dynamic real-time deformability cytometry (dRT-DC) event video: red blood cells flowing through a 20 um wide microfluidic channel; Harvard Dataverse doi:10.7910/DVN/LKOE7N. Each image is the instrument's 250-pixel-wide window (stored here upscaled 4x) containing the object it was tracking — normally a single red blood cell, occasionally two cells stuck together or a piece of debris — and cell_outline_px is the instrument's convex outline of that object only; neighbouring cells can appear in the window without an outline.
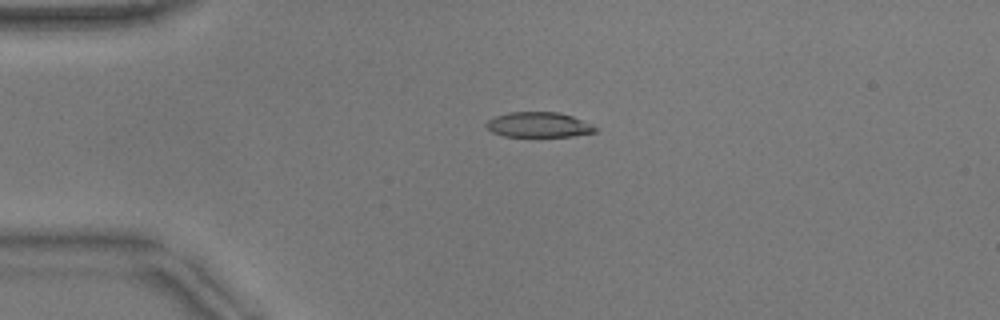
{"species": "common noctule bat (a hibernating species)", "species_latin": "Nyctalus noctula", "temperature_condition": "warm", "stored_images_in_passage": 41, "camera_frame_rate_fps": 3000, "um_per_image_px": 0.085, "animal": {"sex": "male", "body_mass_g": 17.9}, "frame": {"image": 1, "passage_image": 1, "time_ms": 0.0, "image_size_px": [1000, 320], "cell_outline_px": [[600, 128], [596, 132], [572, 136], [504, 136], [492, 132], [484, 124], [488, 120], [496, 116], [508, 112], [556, 112], [572, 116], [592, 124]], "centroid_in_image_um": [45.81, 10.6], "position_along_channel_um": 39.2, "area_um2": 15.95}}
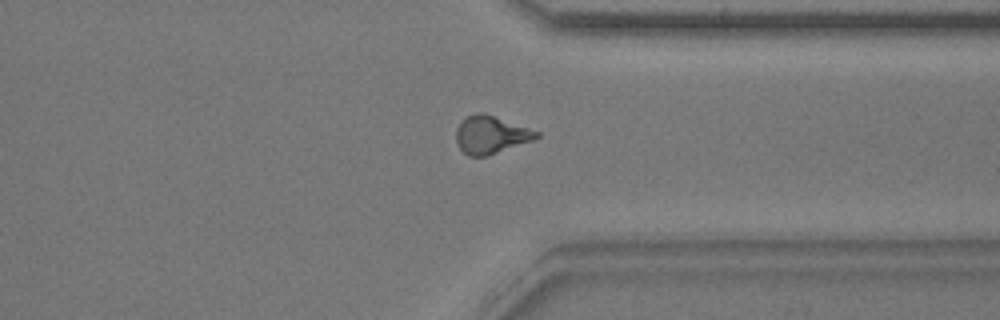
{"frame": {"image": 2, "passage_image": 29, "time_ms": 9.333, "image_size_px": [1000, 320], "cell_outline_px": [[540, 136], [532, 140], [484, 156], [468, 156], [460, 148], [456, 140], [456, 128], [460, 120], [468, 116], [480, 112], [484, 112], [540, 132]], "centroid_in_image_um": [41.69, 11.43], "position_along_channel_um": 369.7, "area_um2": 17.4}}
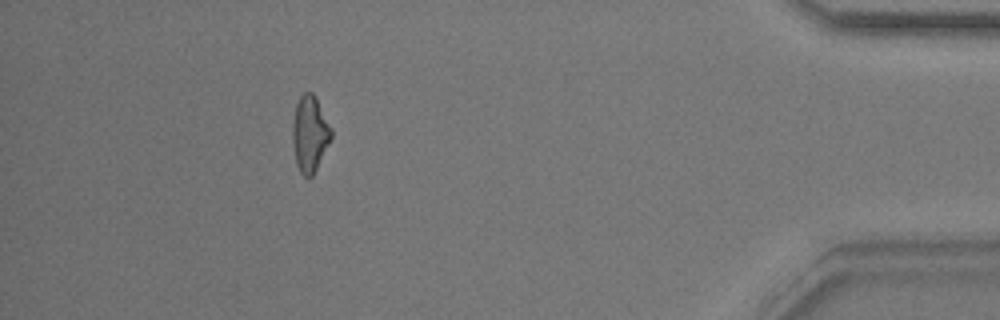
{"frame": {"image": 3, "passage_image": 36, "time_ms": 11.667, "image_size_px": [1000, 320], "cell_outline_px": [[332, 136], [312, 176], [304, 176], [300, 172], [296, 164], [292, 140], [292, 124], [296, 104], [300, 96], [304, 92], [312, 92], [316, 96], [332, 128]], "centroid_in_image_um": [26.33, 11.33], "position_along_channel_um": 408.9, "area_um2": 17.11}, "authors_computed_cell_mechanics": {"area_um2": 17.2244, "velocity_mm_per_s": 3.8728, "shape_relaxation_time_tau1_ms": 8.3431, "shape_relaxation_time_tau2_ms": 2.7435, "deformation_change_tau1": 0.2317, "deformation_change_tau2": 0.1081}}